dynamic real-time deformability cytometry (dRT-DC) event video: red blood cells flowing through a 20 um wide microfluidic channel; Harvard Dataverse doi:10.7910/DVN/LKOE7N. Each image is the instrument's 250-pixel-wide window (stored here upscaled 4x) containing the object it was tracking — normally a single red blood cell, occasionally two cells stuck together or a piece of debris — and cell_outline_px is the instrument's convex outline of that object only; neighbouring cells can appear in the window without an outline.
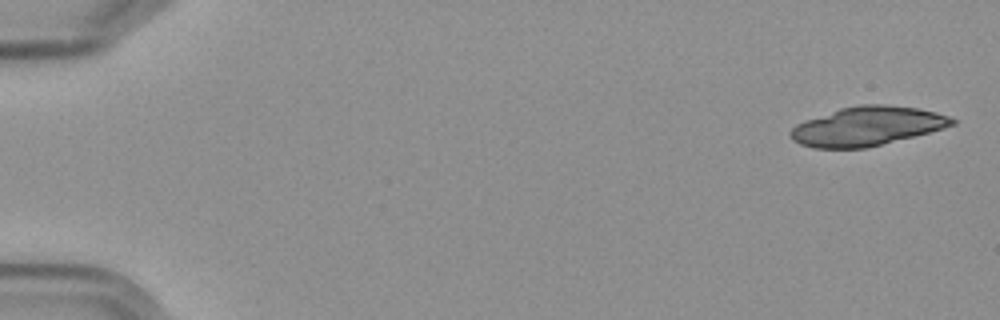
{"species": "Egyptian fruit bat (a non-hibernating species)", "species_latin": "Rousettus aegyptiacus", "temperature_condition": "cold", "stored_images_in_passage": 8, "camera_frame_rate_fps": 3000, "um_per_image_px": 0.085, "frame": {"image": 1, "passage_image": 1, "time_ms": 0.0, "image_size_px": [1000, 320], "cell_outline_px": [[956, 124], [928, 132], [864, 148], [812, 148], [800, 144], [792, 140], [788, 132], [796, 124], [804, 120], [840, 108], [860, 104], [884, 104], [916, 108], [936, 112], [948, 116], [956, 120]], "centroid_in_image_um": [73.64, 10.72], "position_along_channel_um": 11.4, "area_um2": 36.47}}
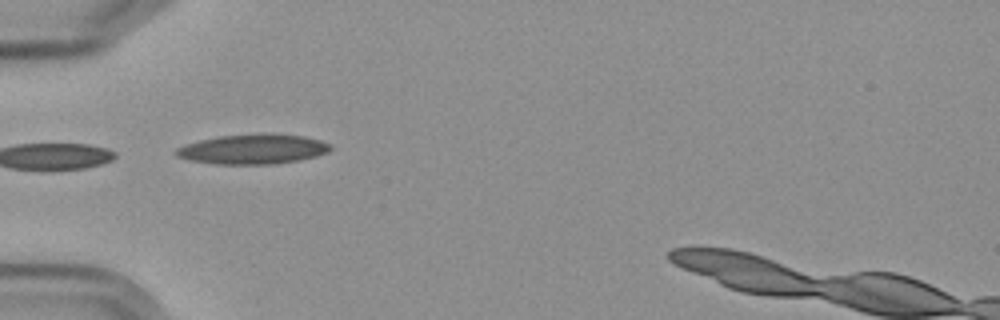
{"frame": {"image": 2, "passage_image": 5, "time_ms": 5.667, "image_size_px": [1000, 320], "cell_outline_px": [[332, 148], [328, 152], [316, 156], [296, 160], [272, 164], [216, 164], [192, 160], [176, 156], [172, 152], [176, 148], [184, 144], [200, 140], [220, 136], [264, 132], [272, 132], [304, 136], [320, 140], [332, 144]], "centroid_in_image_um": [21.5, 12.65], "position_along_channel_um": 63.5, "area_um2": 27.17}}
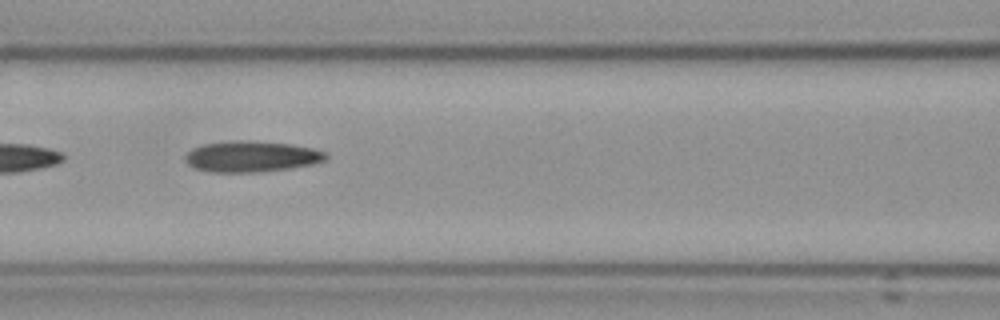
{"frame": {"image": 3, "passage_image": 7, "time_ms": 8.0, "image_size_px": [1000, 320], "cell_outline_px": [[328, 156], [324, 160], [312, 164], [288, 168], [260, 172], [212, 172], [196, 168], [188, 164], [184, 160], [184, 156], [192, 148], [204, 144], [232, 140], [248, 140], [292, 144], [312, 148], [324, 152]], "centroid_in_image_um": [21.34, 13.29], "position_along_channel_um": 145.3, "area_um2": 25.32}}